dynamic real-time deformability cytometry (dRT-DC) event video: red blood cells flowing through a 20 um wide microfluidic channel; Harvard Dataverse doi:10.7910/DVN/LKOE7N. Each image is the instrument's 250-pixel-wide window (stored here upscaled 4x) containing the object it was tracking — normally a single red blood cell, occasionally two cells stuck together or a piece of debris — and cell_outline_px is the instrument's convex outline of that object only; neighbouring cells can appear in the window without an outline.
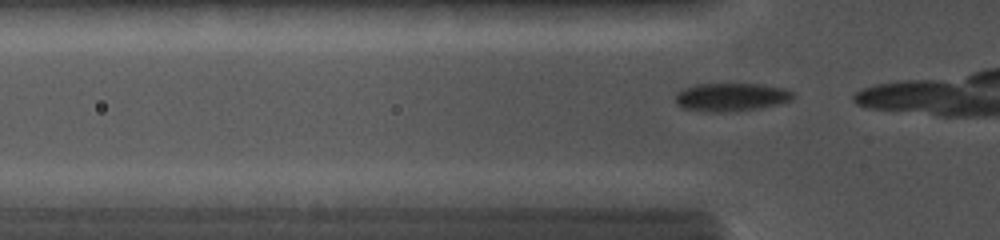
{"species": "common noctule bat (a hibernating species)", "species_latin": "Nyctalus noctula", "temperature_condition": "cold", "stored_images_in_passage": 5, "camera_frame_rate_fps": 5000, "um_per_image_px": 0.085, "animal": {"sex": "female", "body_mass_g": 19.0, "forearm_length_mm": 56.7}, "frame": {"image": 1, "passage_image": 2, "time_ms": 0.2, "image_size_px": [1000, 240], "cell_outline_px": [[796, 96], [792, 100], [780, 104], [760, 108], [720, 112], [704, 112], [684, 108], [676, 104], [676, 92], [684, 88], [696, 84], [764, 84], [784, 88], [792, 92]], "centroid_in_image_um": [62.17, 8.25], "position_along_channel_um": 63.6, "area_um2": 19.48}}